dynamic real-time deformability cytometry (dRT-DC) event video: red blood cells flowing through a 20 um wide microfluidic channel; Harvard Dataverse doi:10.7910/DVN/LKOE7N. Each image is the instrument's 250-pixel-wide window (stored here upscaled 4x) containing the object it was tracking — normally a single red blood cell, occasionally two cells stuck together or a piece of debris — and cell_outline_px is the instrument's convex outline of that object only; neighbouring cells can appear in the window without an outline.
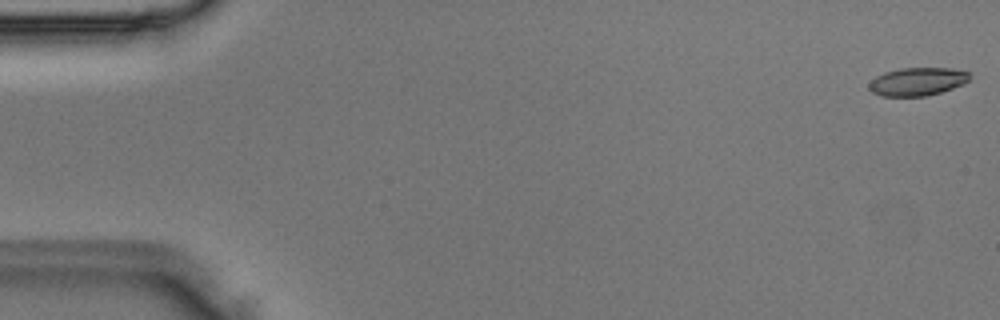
{"species": "Egyptian fruit bat (a non-hibernating species)", "species_latin": "Rousettus aegyptiacus", "temperature_condition": "room temperature", "stored_images_in_passage": 13, "camera_frame_rate_fps": 3000, "um_per_image_px": 0.085, "animal": {"sex": "male"}, "frame": {"image": 1, "passage_image": 1, "time_ms": 0.0, "image_size_px": [1000, 320], "cell_outline_px": [[968, 80], [964, 84], [940, 92], [924, 96], [880, 96], [872, 92], [868, 88], [868, 84], [876, 76], [884, 72], [900, 68], [952, 68], [968, 72]], "centroid_in_image_um": [77.94, 6.93], "position_along_channel_um": 7.1, "area_um2": 16.42}}